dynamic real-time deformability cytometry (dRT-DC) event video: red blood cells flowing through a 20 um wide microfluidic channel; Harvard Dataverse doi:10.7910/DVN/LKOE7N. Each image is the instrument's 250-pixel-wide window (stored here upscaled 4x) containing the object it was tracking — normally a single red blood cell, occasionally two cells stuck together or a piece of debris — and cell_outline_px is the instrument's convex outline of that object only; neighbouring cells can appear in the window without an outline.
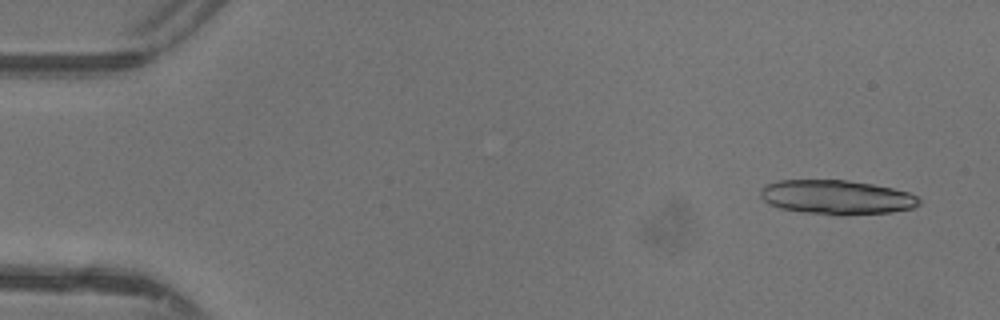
{"species": "common noctule bat (a hibernating species)", "species_latin": "Nyctalus noctula", "temperature_condition": "warm", "stored_images_in_passage": 48, "segment_of_instrument_passage": [1, 2], "camera_frame_rate_fps": 3000, "um_per_image_px": 0.085, "animal": {"sex": "female"}, "frame": {"image": 1, "passage_image": 3, "time_ms": 0.667, "image_size_px": [1000, 320], "cell_outline_px": [[920, 204], [912, 208], [892, 212], [844, 216], [836, 216], [804, 212], [780, 208], [768, 204], [760, 196], [760, 188], [764, 184], [776, 180], [848, 180], [872, 184], [892, 188], [908, 192], [916, 196], [920, 200]], "centroid_in_image_um": [71.08, 16.77], "position_along_channel_um": 13.9, "area_um2": 32.14}}